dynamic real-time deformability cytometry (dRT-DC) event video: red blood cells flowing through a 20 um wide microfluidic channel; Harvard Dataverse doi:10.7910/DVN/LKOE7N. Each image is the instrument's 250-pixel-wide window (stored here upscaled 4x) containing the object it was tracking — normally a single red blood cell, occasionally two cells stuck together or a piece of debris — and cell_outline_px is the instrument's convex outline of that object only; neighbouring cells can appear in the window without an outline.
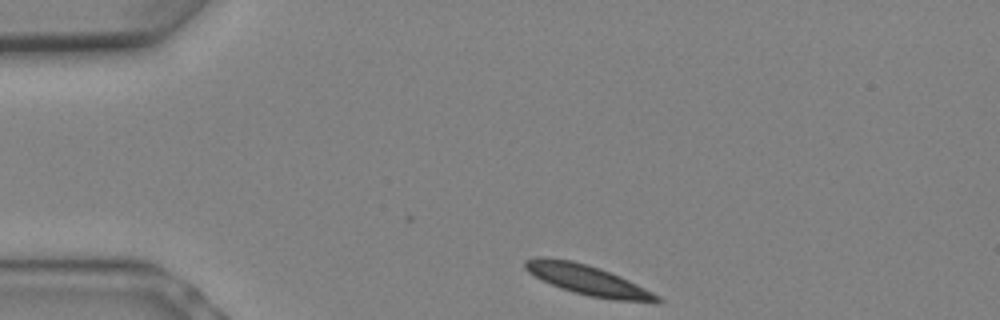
{"species": "Egyptian fruit bat (a non-hibernating species)", "species_latin": "Rousettus aegyptiacus", "temperature_condition": "warm", "stored_images_in_passage": 3, "camera_frame_rate_fps": 3000, "um_per_image_px": 0.085, "animal": {"sex": "female"}, "frame": {"image": 1, "passage_image": 1, "time_ms": 0.0, "image_size_px": [1000, 320], "cell_outline_px": [[664, 300], [660, 304], [656, 304], [616, 300], [592, 296], [576, 292], [552, 284], [528, 272], [524, 268], [524, 260], [544, 256], [572, 260], [588, 264], [600, 268], [620, 276], [660, 296]], "centroid_in_image_um": [50.04, 23.81], "position_along_channel_um": 35.0, "area_um2": 23.0}}